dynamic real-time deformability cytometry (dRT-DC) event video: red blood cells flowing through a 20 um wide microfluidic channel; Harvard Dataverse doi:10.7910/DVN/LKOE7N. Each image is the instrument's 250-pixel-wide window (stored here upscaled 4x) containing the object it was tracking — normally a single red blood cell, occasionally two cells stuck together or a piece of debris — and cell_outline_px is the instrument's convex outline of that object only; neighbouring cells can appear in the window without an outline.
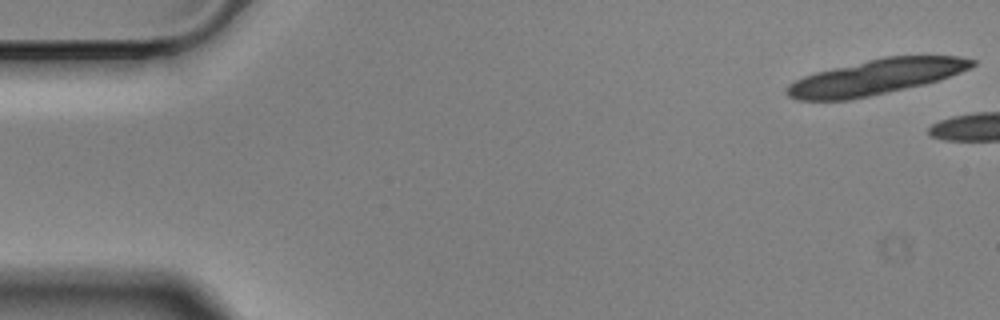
{"species": "Egyptian fruit bat (a non-hibernating species)", "species_latin": "Rousettus aegyptiacus", "temperature_condition": "cold", "stored_images_in_passage": 15, "camera_frame_rate_fps": 3000, "um_per_image_px": 0.085, "animal": {"sex": "male"}, "frame": {"image": 1, "passage_image": 1, "time_ms": 0.0, "image_size_px": [1000, 320], "cell_outline_px": [[976, 64], [960, 72], [924, 84], [868, 96], [848, 100], [796, 100], [788, 96], [784, 92], [784, 88], [788, 84], [804, 76], [816, 72], [884, 56], [960, 56], [976, 60]], "centroid_in_image_um": [74.39, 6.55], "position_along_channel_um": 10.6, "area_um2": 37.63}}